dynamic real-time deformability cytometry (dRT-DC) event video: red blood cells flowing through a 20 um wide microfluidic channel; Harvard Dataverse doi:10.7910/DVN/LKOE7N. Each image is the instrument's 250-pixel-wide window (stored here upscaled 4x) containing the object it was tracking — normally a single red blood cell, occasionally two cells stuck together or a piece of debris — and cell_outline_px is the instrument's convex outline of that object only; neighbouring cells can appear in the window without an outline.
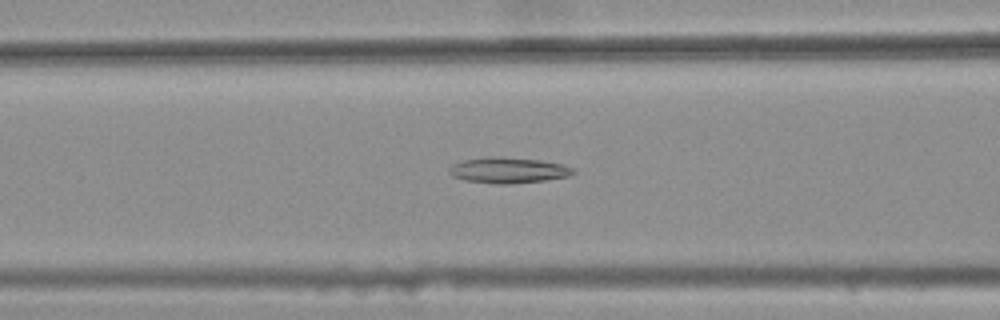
{"species": "common noctule bat (a hibernating species)", "species_latin": "Nyctalus noctula", "temperature_condition": "warm", "stored_images_in_passage": 33, "camera_frame_rate_fps": 3000, "um_per_image_px": 0.085, "animal": {"sex": "female", "body_mass_g": 25.1}, "frame": {"image": 1, "passage_image": 7, "time_ms": 2.0, "image_size_px": [1000, 320], "cell_outline_px": [[576, 172], [568, 176], [544, 180], [512, 184], [496, 184], [464, 180], [452, 176], [448, 172], [448, 168], [452, 164], [464, 160], [484, 156], [500, 156], [540, 160], [564, 164], [572, 168]], "centroid_in_image_um": [43.16, 14.46], "position_along_channel_um": 123.4, "area_um2": 18.84}}
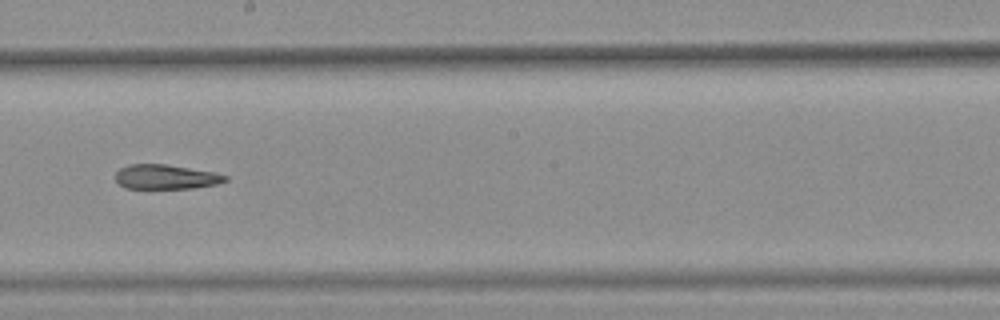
{"frame": {"image": 2, "passage_image": 16, "time_ms": 5.0, "image_size_px": [1000, 320], "cell_outline_px": [[228, 180], [216, 184], [192, 188], [124, 188], [116, 180], [116, 172], [120, 168], [128, 164], [164, 164], [216, 172], [228, 176]], "centroid_in_image_um": [14.1, 15.03], "position_along_channel_um": 234.1, "area_um2": 15.66}}
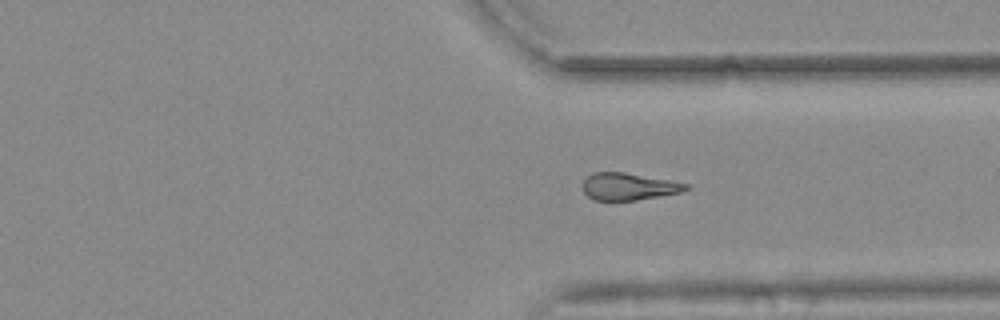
{"frame": {"image": 3, "passage_image": 26, "time_ms": 8.333, "image_size_px": [1000, 320], "cell_outline_px": [[688, 188], [680, 192], [636, 200], [592, 200], [584, 192], [584, 180], [592, 172], [624, 172], [668, 180], [688, 184]], "centroid_in_image_um": [53.39, 15.85], "position_along_channel_um": 358.0, "area_um2": 16.01}, "authors_computed_cell_mechanics": {"area_um2": 16.9932, "velocity_mm_per_s": 3.7013, "shape_relaxation_time_tau1_ms": null, "shape_relaxation_time_tau2_ms": 7.4126, "deformation_change_tau1": null, "deformation_change_tau2": 0.2101}}